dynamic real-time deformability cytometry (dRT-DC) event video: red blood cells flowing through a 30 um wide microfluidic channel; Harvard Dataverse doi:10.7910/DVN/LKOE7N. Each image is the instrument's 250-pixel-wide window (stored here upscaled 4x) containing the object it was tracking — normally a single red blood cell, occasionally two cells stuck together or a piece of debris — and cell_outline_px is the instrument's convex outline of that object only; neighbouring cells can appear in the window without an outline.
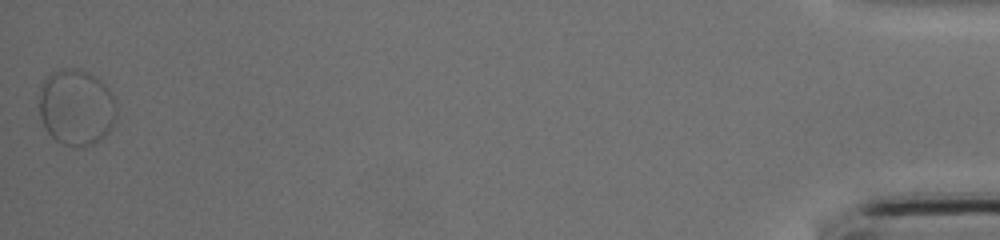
{"species": "common noctule bat (a hibernating species)", "species_latin": "Nyctalus noctula", "temperature_condition": "cold", "stored_images_in_passage": 47, "segment_of_instrument_passage": [2, 2], "camera_frame_rate_fps": 3000, "um_per_image_px": 0.085, "animal": {"sex": "female", "body_mass_g": 17.0, "forearm_length_mm": 48.0}, "frame": {"image": 1, "passage_image": 47, "time_ms": 15.333, "image_size_px": [1000, 240], "cell_outline_px": [[116, 120], [108, 132], [104, 136], [92, 144], [84, 148], [76, 148], [64, 144], [56, 140], [44, 128], [40, 116], [40, 96], [44, 80], [48, 76], [56, 72], [72, 68], [76, 68], [96, 76], [108, 88], [112, 96], [116, 108]], "centroid_in_image_um": [6.5, 9.16], "position_along_channel_um": 428.7, "area_um2": 34.04}}